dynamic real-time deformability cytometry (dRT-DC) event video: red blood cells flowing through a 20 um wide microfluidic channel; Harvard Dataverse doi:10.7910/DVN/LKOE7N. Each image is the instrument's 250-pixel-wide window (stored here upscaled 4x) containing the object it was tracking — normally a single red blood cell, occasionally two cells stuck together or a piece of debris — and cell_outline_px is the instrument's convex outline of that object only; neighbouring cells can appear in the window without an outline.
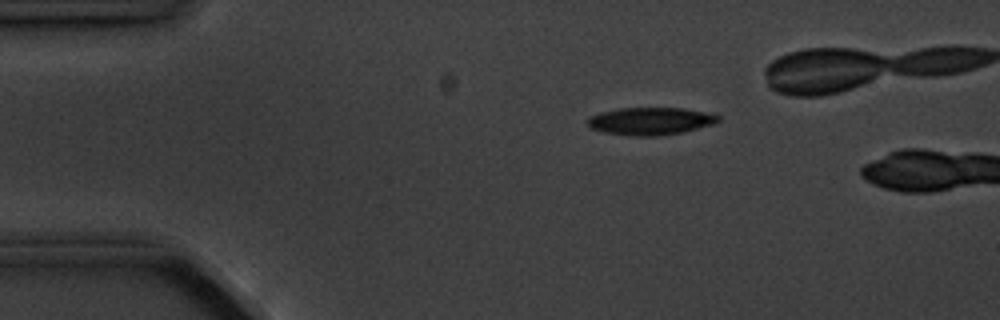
{"species": "common noctule bat (a hibernating species)", "species_latin": "Nyctalus noctula", "temperature_condition": "cold", "stored_images_in_passage": 4, "camera_frame_rate_fps": 3000, "um_per_image_px": 0.085, "animal": {"sex": "male", "body_mass_g": 20.1, "forearm_length_mm": 53.5}, "frame": {"image": 1, "passage_image": 3, "time_ms": 2.333, "image_size_px": [1000, 320], "cell_outline_px": [[720, 120], [712, 124], [680, 132], [656, 136], [632, 136], [604, 132], [592, 128], [588, 124], [588, 116], [600, 112], [620, 108], [684, 108], [704, 112], [720, 116]], "centroid_in_image_um": [55.25, 10.28], "position_along_channel_um": 29.8, "area_um2": 20.69}}